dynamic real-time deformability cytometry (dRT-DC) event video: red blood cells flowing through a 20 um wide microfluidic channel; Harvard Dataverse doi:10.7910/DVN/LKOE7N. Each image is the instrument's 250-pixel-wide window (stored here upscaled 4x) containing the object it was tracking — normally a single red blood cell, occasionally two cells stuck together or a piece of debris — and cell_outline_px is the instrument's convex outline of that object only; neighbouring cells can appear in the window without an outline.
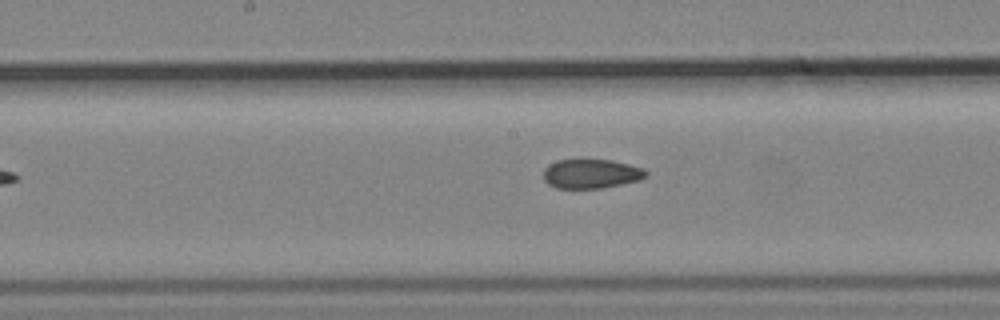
{"species": "common noctule bat (a hibernating species)", "species_latin": "Nyctalus noctula", "temperature_condition": "cold", "stored_images_in_passage": 7, "camera_frame_rate_fps": 3000, "um_per_image_px": 0.085, "animal": {"sex": "male", "body_mass_g": 19.2, "forearm_length_mm": 51.8}, "frame": {"image": 1, "passage_image": 7, "time_ms": 2.0, "image_size_px": [1000, 320], "cell_outline_px": [[648, 176], [640, 180], [600, 188], [556, 188], [548, 184], [544, 180], [544, 168], [548, 164], [556, 160], [580, 156], [612, 160], [644, 168], [648, 172]], "centroid_in_image_um": [50.22, 14.71], "position_along_channel_um": 198.0, "area_um2": 18.32}}